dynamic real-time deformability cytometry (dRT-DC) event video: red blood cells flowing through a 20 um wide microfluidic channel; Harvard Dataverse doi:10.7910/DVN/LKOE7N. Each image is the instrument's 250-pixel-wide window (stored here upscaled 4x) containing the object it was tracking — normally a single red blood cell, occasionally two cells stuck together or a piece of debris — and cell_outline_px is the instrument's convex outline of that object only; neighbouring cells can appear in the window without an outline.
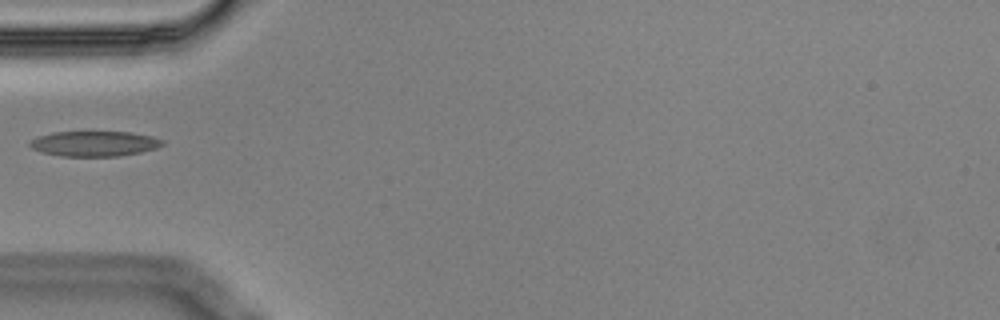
{"species": "Egyptian fruit bat (a non-hibernating species)", "species_latin": "Rousettus aegyptiacus", "temperature_condition": "cold", "stored_images_in_passage": 2, "camera_frame_rate_fps": 3000, "um_per_image_px": 0.085, "animal": {"sex": "male"}, "frame": {"image": 1, "passage_image": 2, "time_ms": 0.333, "image_size_px": [1000, 320], "cell_outline_px": [[164, 144], [156, 148], [140, 152], [120, 156], [60, 156], [40, 152], [32, 148], [28, 144], [28, 140], [36, 136], [52, 132], [128, 132], [152, 136], [164, 140]], "centroid_in_image_um": [7.97, 12.21], "position_along_channel_um": 77.0, "area_um2": 19.65}}